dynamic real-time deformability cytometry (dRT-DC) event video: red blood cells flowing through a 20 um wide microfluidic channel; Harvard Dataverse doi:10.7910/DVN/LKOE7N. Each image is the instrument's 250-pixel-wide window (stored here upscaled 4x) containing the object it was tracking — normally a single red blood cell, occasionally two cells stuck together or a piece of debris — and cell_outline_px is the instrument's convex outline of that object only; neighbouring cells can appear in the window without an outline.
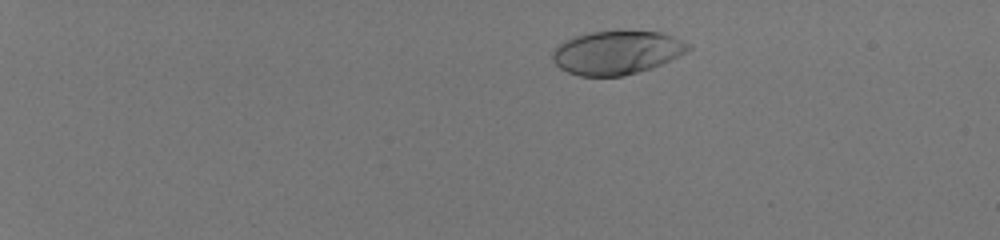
{"species": "human", "species_latin": "Homo sapiens", "temperature_condition": "room temperature", "stored_images_in_passage": 44, "camera_frame_rate_fps": 3000, "um_per_image_px": 0.085, "donor": {"sex": "male"}, "frame": {"image": 1, "passage_image": 1, "time_ms": 0.0, "image_size_px": [1000, 240], "cell_outline_px": [[692, 48], [688, 52], [660, 64], [624, 76], [580, 76], [568, 72], [560, 68], [552, 60], [552, 48], [564, 40], [576, 36], [592, 32], [660, 32], [672, 36], [688, 44]], "centroid_in_image_um": [52.38, 4.48], "position_along_channel_um": 32.6, "area_um2": 34.04}}
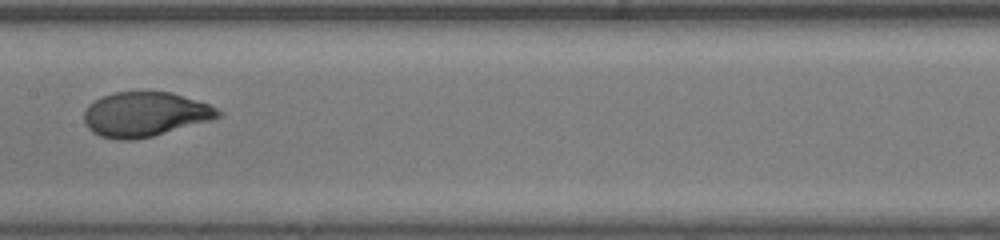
{"frame": {"image": 2, "passage_image": 23, "time_ms": 7.333, "image_size_px": [1000, 240], "cell_outline_px": [[224, 112], [220, 116], [212, 120], [152, 136], [132, 140], [116, 140], [100, 136], [92, 132], [84, 124], [84, 112], [88, 104], [112, 92], [172, 92], [208, 104]], "centroid_in_image_um": [12.31, 9.72], "position_along_channel_um": 195.1, "area_um2": 34.85}}
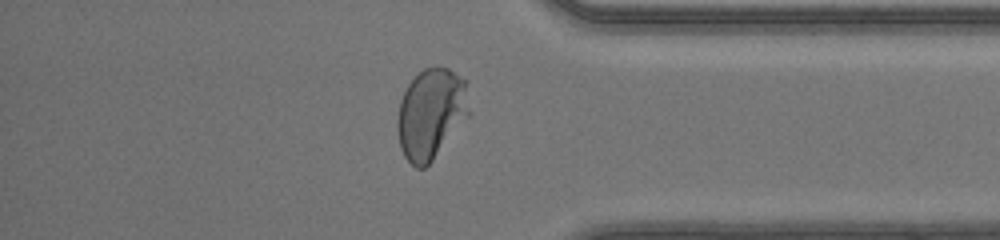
{"frame": {"image": 3, "passage_image": 38, "time_ms": 12.333, "image_size_px": [1000, 240], "cell_outline_px": [[468, 116], [432, 160], [424, 168], [416, 168], [404, 156], [400, 148], [396, 128], [396, 120], [400, 100], [408, 84], [424, 68], [448, 68], [468, 80]], "centroid_in_image_um": [36.62, 9.65], "position_along_channel_um": 398.6, "area_um2": 37.74}, "authors_computed_cell_mechanics": {"area_um2": 34.7378, "velocity_mm_per_s": 4.1657, "shape_relaxation_time_tau1_ms": 3.5168, "shape_relaxation_time_tau2_ms": null, "deformation_change_tau1": 0.208, "deformation_change_tau2": null}}